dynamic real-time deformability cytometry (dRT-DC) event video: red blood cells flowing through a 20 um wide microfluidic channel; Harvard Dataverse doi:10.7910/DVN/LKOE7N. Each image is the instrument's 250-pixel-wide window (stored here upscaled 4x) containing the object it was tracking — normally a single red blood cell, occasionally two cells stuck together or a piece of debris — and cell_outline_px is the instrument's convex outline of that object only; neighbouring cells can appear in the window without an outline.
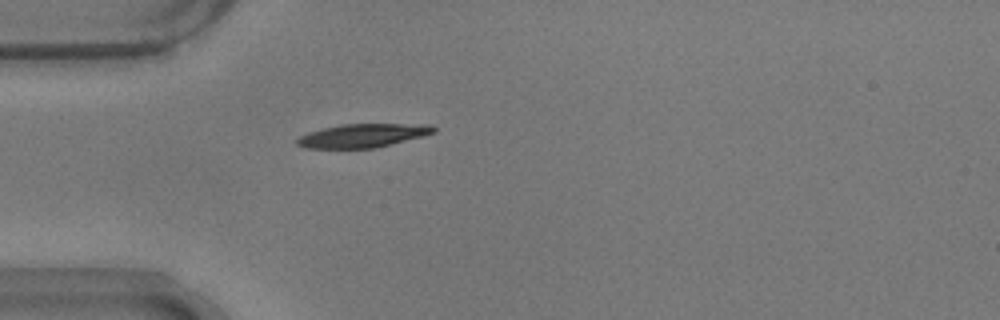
{"species": "common noctule bat (a hibernating species)", "species_latin": "Nyctalus noctula", "temperature_condition": "warm", "stored_images_in_passage": 40, "camera_frame_rate_fps": 3000, "um_per_image_px": 0.085, "animal": {"sex": "male", "body_mass_g": 17.9}, "frame": {"image": 1, "passage_image": 1, "time_ms": 0.0, "image_size_px": [1000, 320], "cell_outline_px": [[436, 132], [376, 148], [304, 148], [296, 144], [296, 140], [300, 136], [308, 132], [340, 124], [432, 124], [436, 128]], "centroid_in_image_um": [30.83, 11.52], "position_along_channel_um": 54.2, "area_um2": 18.73}}
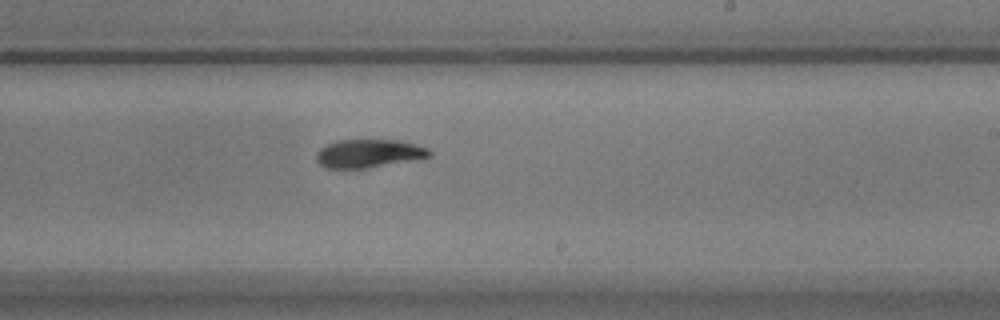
{"frame": {"image": 2, "passage_image": 18, "time_ms": 5.667, "image_size_px": [1000, 320], "cell_outline_px": [[432, 156], [368, 168], [324, 168], [316, 160], [316, 152], [324, 144], [336, 140], [400, 140], [416, 144], [428, 148], [432, 152]], "centroid_in_image_um": [31.31, 13.03], "position_along_channel_um": 257.7, "area_um2": 18.79}}
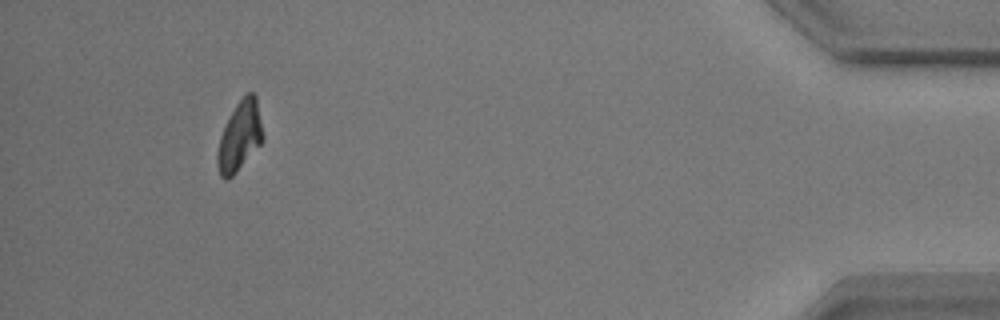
{"frame": {"image": 3, "passage_image": 36, "time_ms": 11.667, "image_size_px": [1000, 320], "cell_outline_px": [[264, 140], [236, 172], [228, 180], [224, 180], [220, 176], [216, 164], [216, 152], [220, 136], [236, 104], [248, 92], [252, 92], [256, 96], [264, 136]], "centroid_in_image_um": [20.36, 11.62], "position_along_channel_um": 414.8, "area_um2": 18.38}, "authors_computed_cell_mechanics": {"area_um2": 19.0162, "velocity_mm_per_s": 3.6999, "shape_relaxation_time_tau1_ms": 3.844, "shape_relaxation_time_tau2_ms": 4.9428, "deformation_change_tau1": 0.1548, "deformation_change_tau2": 0.0793}}